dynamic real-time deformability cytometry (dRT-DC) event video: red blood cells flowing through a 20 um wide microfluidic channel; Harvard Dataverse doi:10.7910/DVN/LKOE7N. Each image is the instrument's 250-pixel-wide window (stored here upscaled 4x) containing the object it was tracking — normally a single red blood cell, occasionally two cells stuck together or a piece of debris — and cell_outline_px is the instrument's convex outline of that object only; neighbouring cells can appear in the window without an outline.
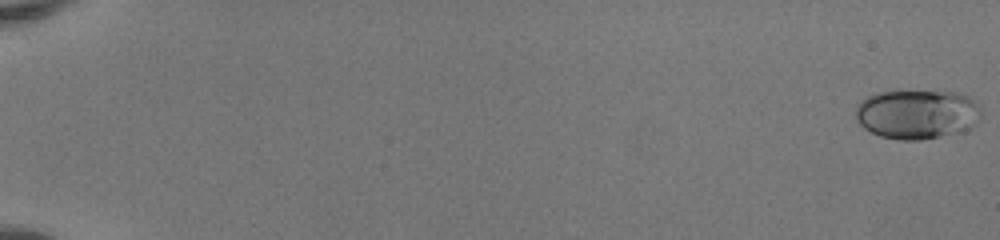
{"species": "human", "species_latin": "Homo sapiens", "temperature_condition": "room temperature", "stored_images_in_passage": 52, "camera_frame_rate_fps": 3000, "um_per_image_px": 0.085, "donor": {"sex": "female"}, "frame": {"image": 1, "passage_image": 1, "time_ms": 0.0, "image_size_px": [1000, 240], "cell_outline_px": [[980, 120], [964, 132], [920, 140], [896, 140], [880, 136], [864, 128], [856, 120], [856, 108], [860, 100], [876, 92], [956, 92], [968, 96], [976, 100], [980, 104]], "centroid_in_image_um": [77.98, 9.72], "position_along_channel_um": 7.0, "area_um2": 36.41}}
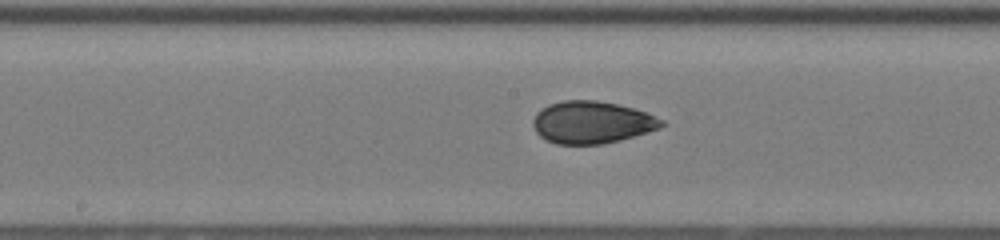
{"frame": {"image": 2, "passage_image": 30, "time_ms": 9.667, "image_size_px": [1000, 240], "cell_outline_px": [[668, 124], [660, 128], [620, 140], [604, 144], [556, 144], [544, 140], [536, 132], [532, 124], [532, 120], [536, 112], [540, 108], [548, 104], [564, 100], [596, 100], [616, 104], [632, 108], [644, 112], [664, 120]], "centroid_in_image_um": [50.27, 10.4], "position_along_channel_um": 197.9, "area_um2": 31.85}}
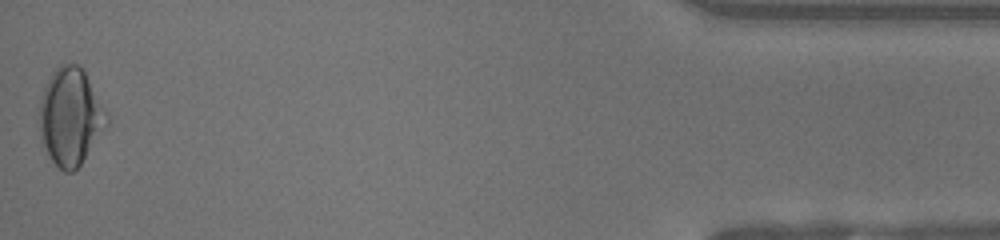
{"frame": {"image": 3, "passage_image": 52, "time_ms": 17.0, "image_size_px": [1000, 240], "cell_outline_px": [[108, 124], [80, 164], [72, 172], [64, 172], [48, 156], [44, 144], [40, 128], [40, 96], [52, 72], [60, 64], [76, 64], [84, 72], [108, 116]], "centroid_in_image_um": [5.97, 9.92], "position_along_channel_um": 429.2, "area_um2": 37.17}, "authors_computed_cell_mechanics": {"area_um2": 32.0501, "velocity_mm_per_s": 4.1735, "shape_relaxation_time_tau1_ms": null, "shape_relaxation_time_tau2_ms": 1.1373, "deformation_change_tau1": null, "deformation_change_tau2": 0.0583}}